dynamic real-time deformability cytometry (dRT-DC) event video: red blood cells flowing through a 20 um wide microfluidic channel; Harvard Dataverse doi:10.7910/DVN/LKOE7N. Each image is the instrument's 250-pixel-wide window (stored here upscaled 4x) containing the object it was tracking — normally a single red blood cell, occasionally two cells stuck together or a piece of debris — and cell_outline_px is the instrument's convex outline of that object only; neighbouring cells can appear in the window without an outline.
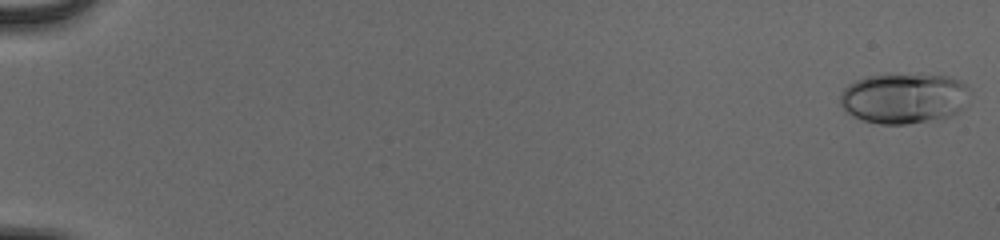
{"species": "human", "species_latin": "Homo sapiens", "temperature_condition": "cold", "stored_images_in_passage": 55, "camera_frame_rate_fps": 3000, "um_per_image_px": 0.085, "donor": {"sex": "male"}, "frame": {"image": 1, "passage_image": 1, "time_ms": 0.0, "image_size_px": [1000, 240], "cell_outline_px": [[972, 92], [964, 108], [948, 116], [908, 124], [880, 124], [864, 120], [852, 116], [844, 112], [840, 104], [840, 96], [844, 88], [848, 84], [864, 76], [948, 76], [960, 80]], "centroid_in_image_um": [76.82, 8.37], "position_along_channel_um": 8.2, "area_um2": 37.8}}
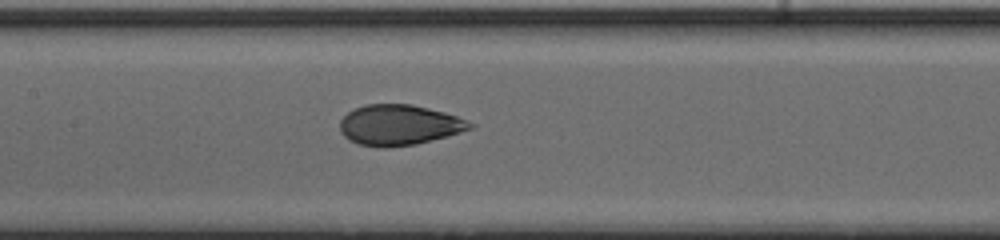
{"frame": {"image": 2, "passage_image": 29, "time_ms": 9.333, "image_size_px": [1000, 240], "cell_outline_px": [[476, 124], [472, 128], [460, 132], [416, 144], [388, 148], [384, 148], [360, 144], [348, 140], [340, 132], [340, 120], [348, 112], [356, 108], [368, 104], [412, 104], [444, 112], [468, 120]], "centroid_in_image_um": [33.92, 10.63], "position_along_channel_um": 173.5, "area_um2": 30.63}}
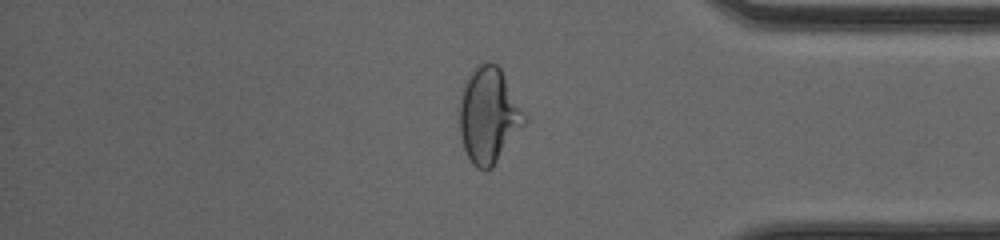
{"frame": {"image": 3, "passage_image": 47, "time_ms": 15.333, "image_size_px": [1000, 240], "cell_outline_px": [[528, 120], [492, 168], [488, 172], [484, 172], [476, 168], [472, 164], [464, 148], [460, 132], [460, 100], [464, 80], [476, 64], [480, 60], [496, 64], [500, 68], [528, 116]], "centroid_in_image_um": [41.55, 9.79], "position_along_channel_um": 393.7, "area_um2": 36.7}, "authors_computed_cell_mechanics": {"area_um2": 32.4836, "velocity_mm_per_s": 3.9257, "shape_relaxation_time_tau1_ms": 5.883, "shape_relaxation_time_tau2_ms": 0.8153, "deformation_change_tau1": 0.1997, "deformation_change_tau2": 0.0543}}